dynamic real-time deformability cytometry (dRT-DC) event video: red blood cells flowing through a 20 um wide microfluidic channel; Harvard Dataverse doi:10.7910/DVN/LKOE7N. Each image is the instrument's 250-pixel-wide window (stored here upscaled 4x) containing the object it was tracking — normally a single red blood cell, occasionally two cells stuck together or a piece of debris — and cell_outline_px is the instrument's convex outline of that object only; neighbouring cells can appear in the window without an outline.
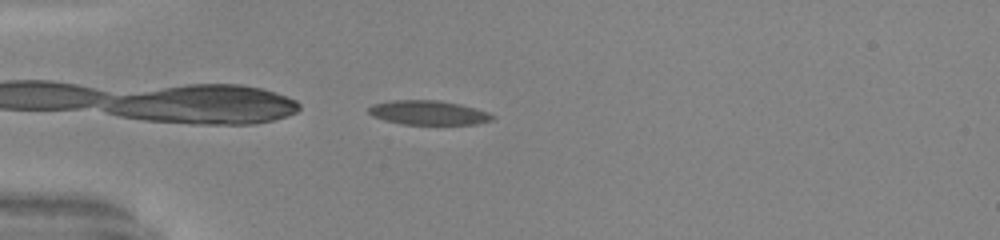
{"species": "common noctule bat (a hibernating species)", "species_latin": "Nyctalus noctula", "temperature_condition": "warm", "stored_images_in_passage": 37, "camera_frame_rate_fps": 3000, "um_per_image_px": 0.085, "animal": {"sex": "male", "body_mass_g": 20.0, "forearm_length_mm": 53.3}, "frame": {"image": 1, "passage_image": 1, "time_ms": 0.0, "image_size_px": [1000, 240], "cell_outline_px": [[496, 116], [492, 120], [476, 124], [404, 124], [384, 120], [372, 116], [368, 112], [368, 108], [372, 104], [392, 100], [440, 100], [460, 104], [476, 108], [488, 112]], "centroid_in_image_um": [36.42, 9.57], "position_along_channel_um": 48.6, "area_um2": 17.57}}
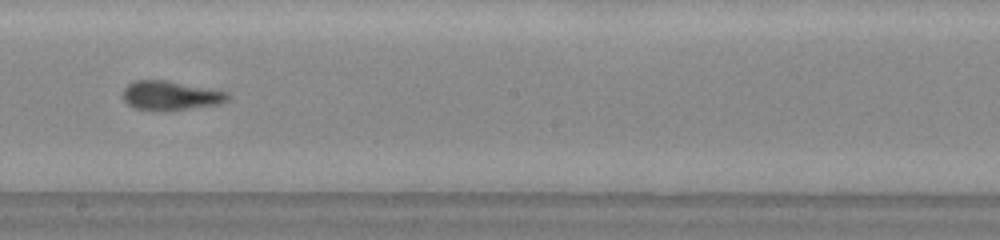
{"frame": {"image": 2, "passage_image": 16, "time_ms": 5.0, "image_size_px": [1000, 240], "cell_outline_px": [[232, 96], [228, 100], [220, 104], [188, 108], [136, 108], [128, 104], [124, 100], [124, 88], [128, 84], [136, 80], [164, 80], [208, 88], [228, 92]], "centroid_in_image_um": [14.55, 8.08], "position_along_channel_um": 233.6, "area_um2": 17.05}}
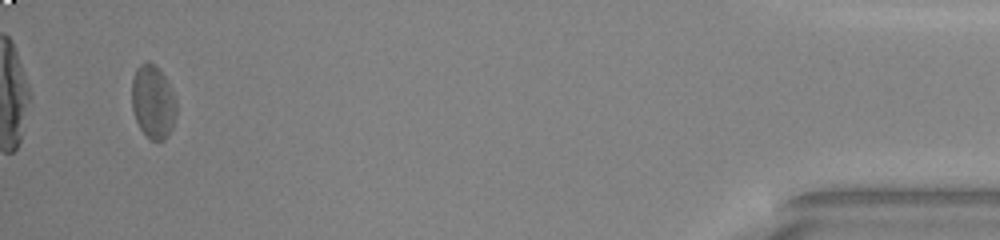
{"frame": {"image": 3, "passage_image": 35, "time_ms": 11.333, "image_size_px": [1000, 240], "cell_outline_px": [[176, 116], [172, 128], [164, 140], [152, 140], [140, 128], [136, 120], [132, 108], [132, 80], [136, 68], [144, 60], [148, 60], [164, 76], [176, 100]], "centroid_in_image_um": [12.99, 8.65], "position_along_channel_um": 422.2, "area_um2": 18.84}, "authors_computed_cell_mechanics": {"area_um2": 17.918, "velocity_mm_per_s": 4.1271, "shape_relaxation_time_tau1_ms": 8.7072, "shape_relaxation_time_tau2_ms": 1.8936, "deformation_change_tau1": 0.2314, "deformation_change_tau2": 0.0897}}